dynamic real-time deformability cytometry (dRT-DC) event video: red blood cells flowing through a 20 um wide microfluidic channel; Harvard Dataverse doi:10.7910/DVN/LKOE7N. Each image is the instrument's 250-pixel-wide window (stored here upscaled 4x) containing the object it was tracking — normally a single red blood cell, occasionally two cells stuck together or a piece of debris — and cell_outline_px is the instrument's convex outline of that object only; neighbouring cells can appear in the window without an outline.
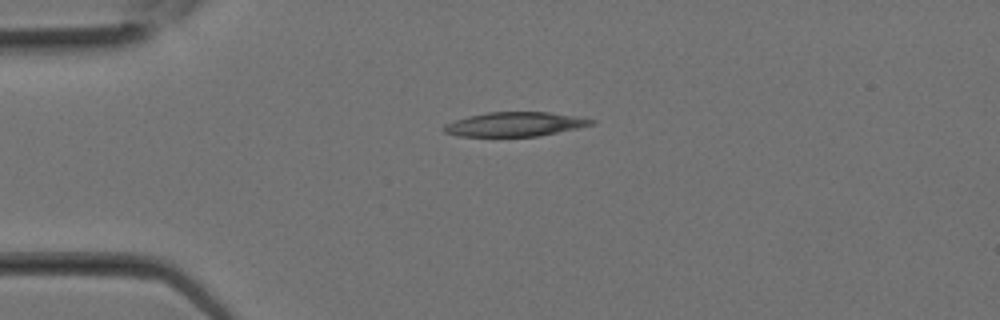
{"species": "Egyptian fruit bat (a non-hibernating species)", "species_latin": "Rousettus aegyptiacus", "temperature_condition": "room temperature", "stored_images_in_passage": 4, "camera_frame_rate_fps": 3000, "um_per_image_px": 0.085, "animal": {"sex": "female"}, "frame": {"image": 1, "passage_image": 1, "time_ms": 0.0, "image_size_px": [1000, 320], "cell_outline_px": [[596, 124], [536, 136], [460, 136], [444, 132], [444, 124], [468, 116], [488, 112], [548, 112], [576, 116], [596, 120]], "centroid_in_image_um": [43.78, 10.55], "position_along_channel_um": 41.2, "area_um2": 20.58}}
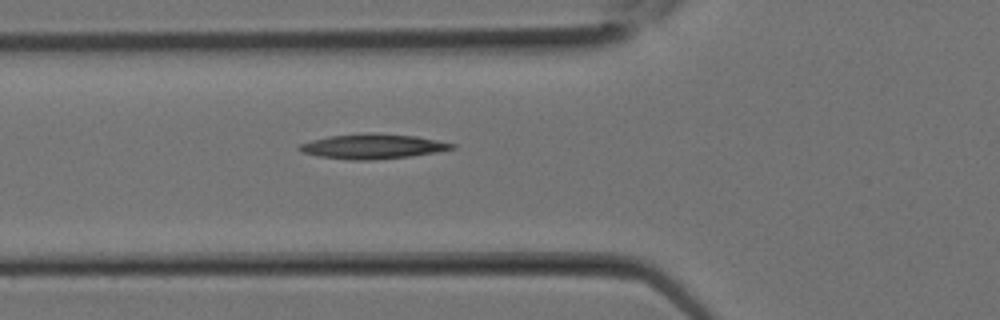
{"frame": {"image": 2, "passage_image": 4, "time_ms": 1.0, "image_size_px": [1000, 320], "cell_outline_px": [[456, 148], [436, 152], [408, 156], [372, 160], [348, 160], [316, 156], [304, 152], [296, 148], [300, 144], [312, 140], [328, 136], [364, 132], [376, 132], [416, 136], [456, 144]], "centroid_in_image_um": [31.66, 12.43], "position_along_channel_um": 94.1, "area_um2": 22.25}}